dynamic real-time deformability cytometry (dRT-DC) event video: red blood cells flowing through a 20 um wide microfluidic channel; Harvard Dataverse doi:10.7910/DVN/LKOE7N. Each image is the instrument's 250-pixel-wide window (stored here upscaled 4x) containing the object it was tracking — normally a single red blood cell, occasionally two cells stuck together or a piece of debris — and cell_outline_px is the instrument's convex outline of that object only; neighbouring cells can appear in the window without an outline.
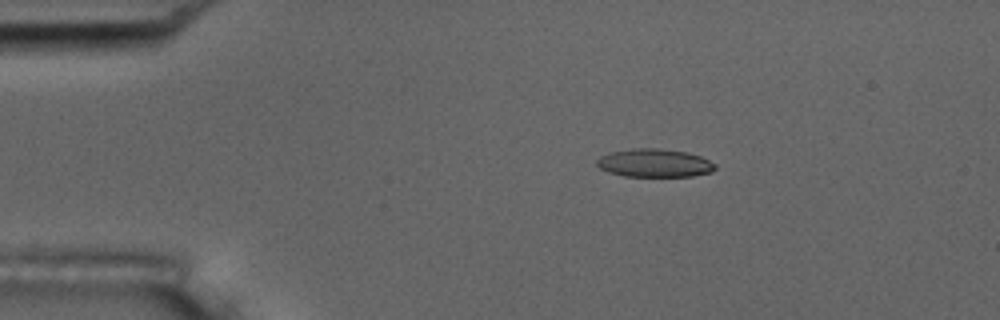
{"species": "common noctule bat (a hibernating species)", "species_latin": "Nyctalus noctula", "temperature_condition": "room temperature", "stored_images_in_passage": 55, "camera_frame_rate_fps": 3000, "um_per_image_px": 0.085, "animal": {"sex": "male", "body_mass_g": 17.5, "forearm_length_mm": 52.3}, "frame": {"image": 1, "passage_image": 10, "time_ms": 3.0, "image_size_px": [1000, 320], "cell_outline_px": [[716, 168], [712, 172], [692, 176], [624, 176], [608, 172], [600, 168], [596, 164], [596, 160], [600, 156], [608, 152], [632, 148], [660, 148], [688, 152], [700, 156], [716, 164]], "centroid_in_image_um": [55.62, 13.85], "position_along_channel_um": 29.4, "area_um2": 19.65}}
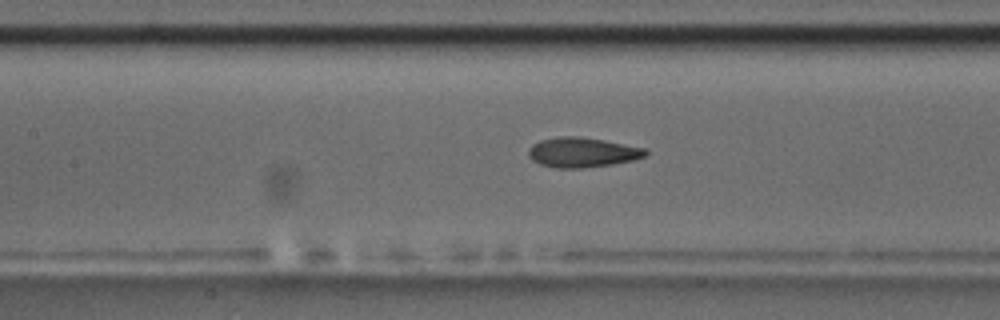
{"frame": {"image": 2, "passage_image": 25, "time_ms": 8.0, "image_size_px": [1000, 320], "cell_outline_px": [[648, 152], [644, 156], [632, 160], [612, 164], [584, 168], [556, 168], [540, 164], [532, 160], [528, 156], [528, 148], [532, 144], [540, 140], [560, 136], [576, 136], [604, 140], [644, 148]], "centroid_in_image_um": [49.44, 12.95], "position_along_channel_um": 158.0, "area_um2": 20.29}}
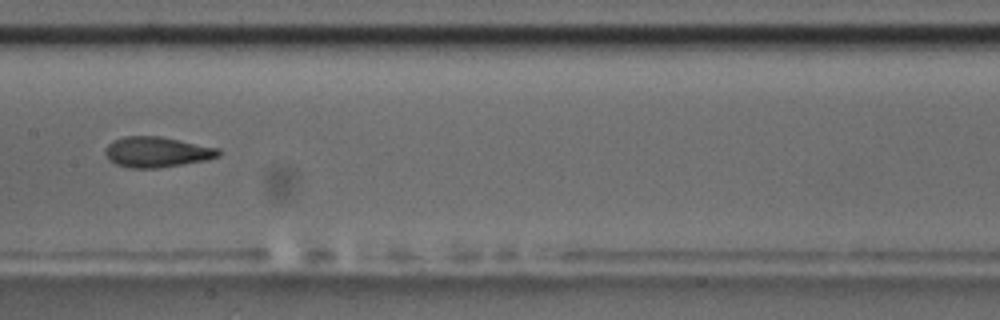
{"frame": {"image": 3, "passage_image": 28, "time_ms": 9.0, "image_size_px": [1000, 320], "cell_outline_px": [[220, 156], [208, 160], [156, 168], [128, 168], [116, 164], [108, 160], [104, 152], [104, 148], [112, 140], [124, 136], [160, 136], [220, 148]], "centroid_in_image_um": [13.31, 12.92], "position_along_channel_um": 194.1, "area_um2": 20.35}, "authors_computed_cell_mechanics": {"area_um2": 20.0566, "velocity_mm_per_s": 3.6516, "shape_relaxation_time_tau1_ms": 4.0335, "shape_relaxation_time_tau2_ms": 1.9465, "deformation_change_tau1": 0.1679, "deformation_change_tau2": 0.1027}}